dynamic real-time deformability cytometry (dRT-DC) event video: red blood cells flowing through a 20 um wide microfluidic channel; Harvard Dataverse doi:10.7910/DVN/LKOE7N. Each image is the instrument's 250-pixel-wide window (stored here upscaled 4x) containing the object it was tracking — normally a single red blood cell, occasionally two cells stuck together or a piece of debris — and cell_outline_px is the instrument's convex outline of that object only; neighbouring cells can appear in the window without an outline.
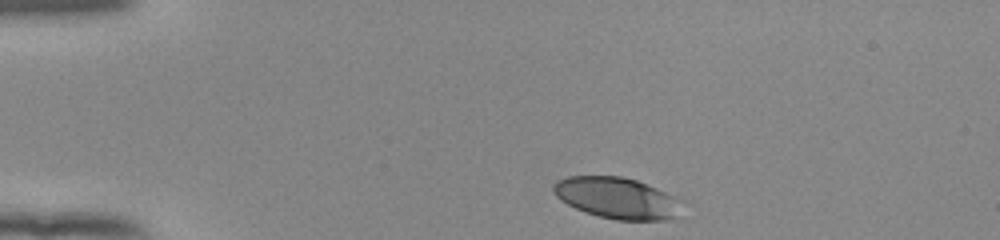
{"species": "human", "species_latin": "Homo sapiens", "temperature_condition": "room temperature", "stored_images_in_passage": 37, "camera_frame_rate_fps": 3000, "um_per_image_px": 0.085, "donor": {"sex": "female"}, "frame": {"image": 1, "passage_image": 1, "time_ms": 0.0, "image_size_px": [1000, 240], "cell_outline_px": [[684, 200], [676, 216], [668, 220], [616, 220], [584, 212], [560, 200], [552, 192], [552, 184], [556, 180], [568, 176], [620, 176], [636, 180], [656, 188]], "centroid_in_image_um": [52.43, 16.83], "position_along_channel_um": 32.6, "area_um2": 31.04}}
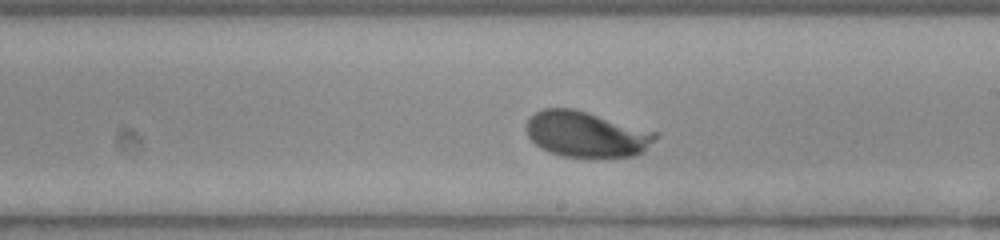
{"frame": {"image": 2, "passage_image": 22, "time_ms": 7.0, "image_size_px": [1000, 240], "cell_outline_px": [[660, 136], [644, 152], [632, 156], [596, 160], [560, 156], [548, 152], [540, 148], [528, 136], [524, 124], [528, 116], [544, 108], [572, 108], [588, 112], [660, 132]], "centroid_in_image_um": [49.87, 11.45], "position_along_channel_um": 239.1, "area_um2": 35.84}}
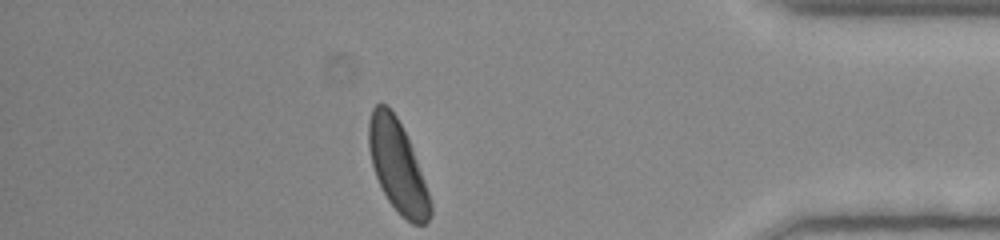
{"frame": {"image": 3, "passage_image": 37, "time_ms": 12.0, "image_size_px": [1000, 240], "cell_outline_px": [[432, 216], [424, 224], [412, 224], [388, 200], [376, 176], [372, 164], [368, 148], [368, 120], [372, 108], [376, 104], [384, 104], [396, 116], [412, 148], [428, 192], [432, 204]], "centroid_in_image_um": [33.78, 14.13], "position_along_channel_um": 401.4, "area_um2": 32.08}, "authors_computed_cell_mechanics": {"area_um2": 33.6974, "velocity_mm_per_s": 3.8747, "shape_relaxation_time_tau1_ms": 1.6294, "shape_relaxation_time_tau2_ms": null, "deformation_change_tau1": 0.0963, "deformation_change_tau2": null}}